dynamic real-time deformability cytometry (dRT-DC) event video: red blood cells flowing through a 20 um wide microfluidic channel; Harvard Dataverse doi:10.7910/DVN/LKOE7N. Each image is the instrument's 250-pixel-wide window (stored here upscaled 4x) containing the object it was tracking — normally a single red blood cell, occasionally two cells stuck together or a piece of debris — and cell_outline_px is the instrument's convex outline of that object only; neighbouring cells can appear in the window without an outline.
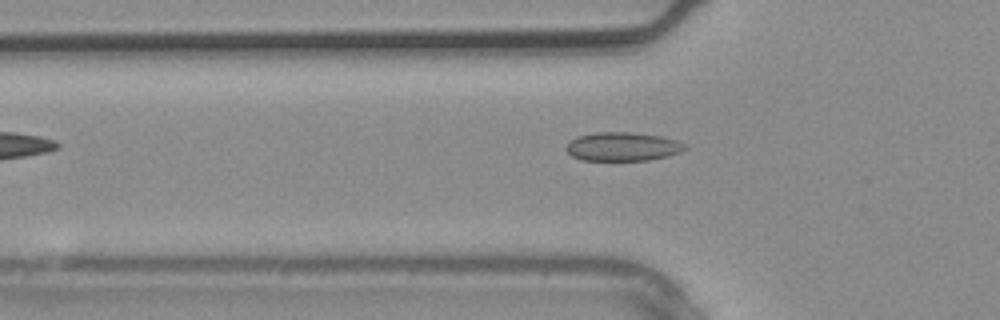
{"species": "common noctule bat (a hibernating species)", "species_latin": "Nyctalus noctula", "temperature_condition": "warm", "stored_images_in_passage": 3, "camera_frame_rate_fps": 3000, "um_per_image_px": 0.085, "animal": {"sex": "male", "body_mass_g": 20.4}, "frame": {"image": 1, "passage_image": 3, "time_ms": 0.667, "image_size_px": [1000, 320], "cell_outline_px": [[688, 148], [680, 152], [668, 156], [648, 160], [580, 160], [572, 156], [564, 148], [576, 136], [596, 132], [628, 132], [660, 136], [676, 140], [684, 144]], "centroid_in_image_um": [52.91, 12.46], "position_along_channel_um": 72.9, "area_um2": 19.83}}